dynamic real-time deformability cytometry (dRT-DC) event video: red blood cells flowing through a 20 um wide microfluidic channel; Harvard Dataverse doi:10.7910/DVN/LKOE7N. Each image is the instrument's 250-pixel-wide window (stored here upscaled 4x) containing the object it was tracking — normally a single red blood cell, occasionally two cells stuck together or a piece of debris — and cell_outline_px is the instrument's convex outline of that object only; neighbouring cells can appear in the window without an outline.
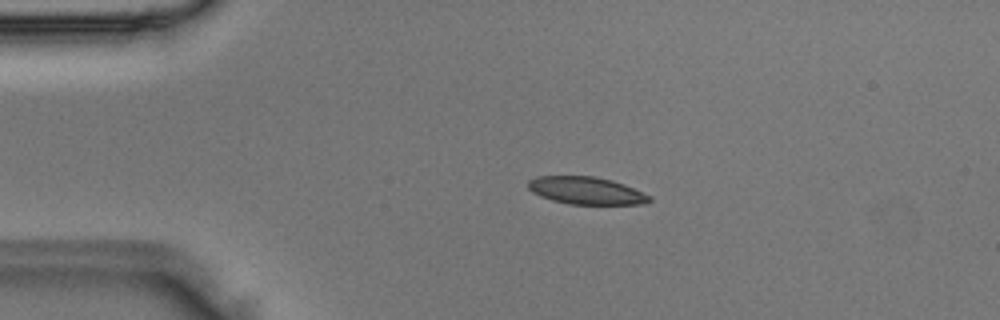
{"species": "Egyptian fruit bat (a non-hibernating species)", "species_latin": "Rousettus aegyptiacus", "temperature_condition": "room temperature", "stored_images_in_passage": 3, "camera_frame_rate_fps": 3000, "um_per_image_px": 0.085, "animal": {"sex": "male"}, "frame": {"image": 1, "passage_image": 2, "time_ms": 0.333, "image_size_px": [1000, 320], "cell_outline_px": [[652, 200], [644, 204], [568, 204], [552, 200], [540, 196], [532, 192], [528, 188], [528, 180], [536, 176], [592, 176], [612, 180], [624, 184], [652, 196]], "centroid_in_image_um": [49.82, 16.2], "position_along_channel_um": 35.2, "area_um2": 19.48}}